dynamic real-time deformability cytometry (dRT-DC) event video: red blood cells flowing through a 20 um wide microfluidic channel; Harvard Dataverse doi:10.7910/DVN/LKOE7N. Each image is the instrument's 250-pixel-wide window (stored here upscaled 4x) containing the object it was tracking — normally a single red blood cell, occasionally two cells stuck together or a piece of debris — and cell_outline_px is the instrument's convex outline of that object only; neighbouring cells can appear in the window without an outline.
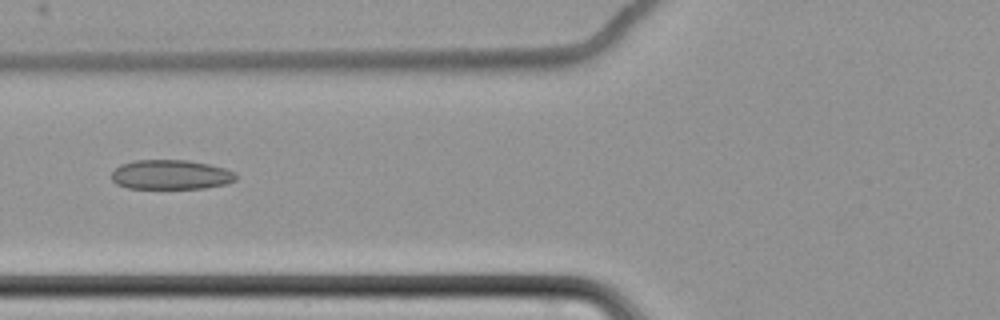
{"species": "common noctule bat (a hibernating species)", "species_latin": "Nyctalus noctula", "temperature_condition": "cold", "stored_images_in_passage": 8, "camera_frame_rate_fps": 3000, "um_per_image_px": 0.085, "animal": {"sex": "female", "body_mass_g": 22.7, "forearm_length_mm": 54.2}, "frame": {"image": 1, "passage_image": 5, "time_ms": 5.0, "image_size_px": [1000, 320], "cell_outline_px": [[236, 180], [224, 184], [204, 188], [128, 188], [116, 184], [112, 180], [112, 172], [120, 164], [132, 160], [188, 160], [208, 164], [224, 168], [236, 172]], "centroid_in_image_um": [14.5, 14.84], "position_along_channel_um": 111.3, "area_um2": 21.44}}
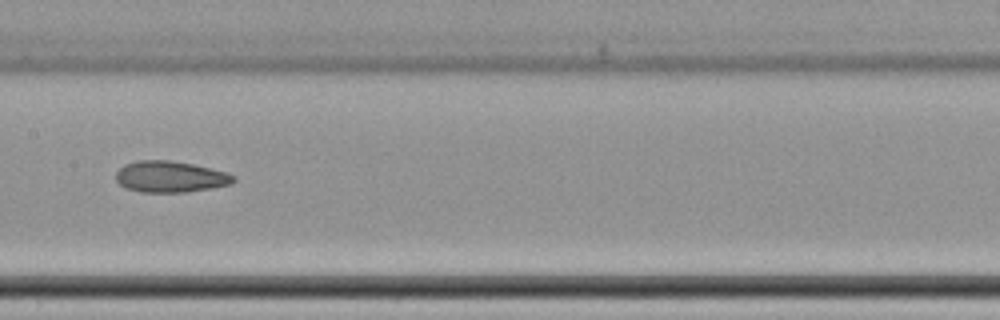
{"frame": {"image": 2, "passage_image": 7, "time_ms": 7.333, "image_size_px": [1000, 320], "cell_outline_px": [[236, 180], [232, 184], [212, 188], [188, 192], [140, 192], [124, 188], [116, 180], [116, 172], [124, 164], [136, 160], [168, 160], [192, 164], [224, 172], [236, 176]], "centroid_in_image_um": [14.45, 15.03], "position_along_channel_um": 192.9, "area_um2": 21.5}}
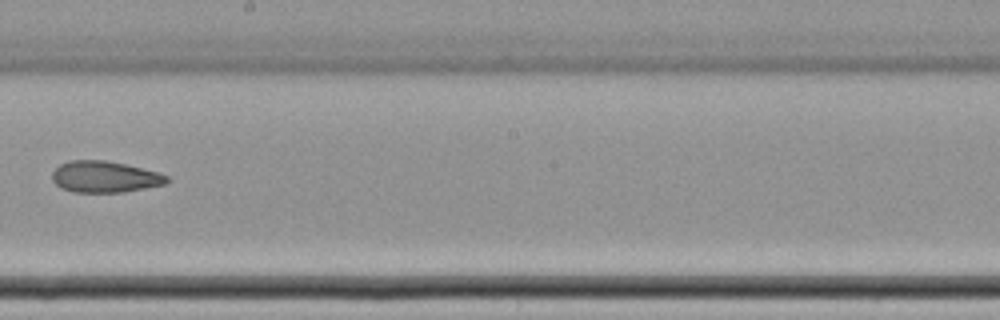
{"frame": {"image": 3, "passage_image": 8, "time_ms": 8.667, "image_size_px": [1000, 320], "cell_outline_px": [[168, 180], [164, 184], [124, 192], [76, 192], [60, 188], [52, 180], [52, 172], [60, 164], [68, 160], [104, 160], [124, 164], [160, 172], [168, 176]], "centroid_in_image_um": [8.88, 15.02], "position_along_channel_um": 239.3, "area_um2": 20.92}}